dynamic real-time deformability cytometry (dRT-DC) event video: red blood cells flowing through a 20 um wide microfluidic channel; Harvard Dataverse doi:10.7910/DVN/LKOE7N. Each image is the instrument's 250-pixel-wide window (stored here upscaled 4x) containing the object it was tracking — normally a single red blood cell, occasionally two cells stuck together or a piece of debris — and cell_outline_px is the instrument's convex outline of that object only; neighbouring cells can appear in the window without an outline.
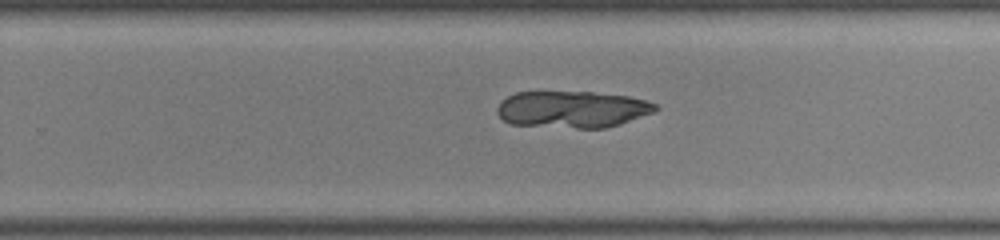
{"species": "common noctule bat (a hibernating species)", "species_latin": "Nyctalus noctula", "temperature_condition": "room temperature", "stored_images_in_passage": 38, "camera_frame_rate_fps": 3000, "um_per_image_px": 0.085, "animal": {"sex": "male", "body_mass_g": 19.0, "forearm_length_mm": 50.8}, "frame": {"image": 1, "passage_image": 21, "time_ms": 6.667, "image_size_px": [1000, 240], "cell_outline_px": [[660, 108], [652, 112], [620, 124], [608, 128], [576, 128], [508, 124], [496, 112], [496, 108], [500, 100], [516, 92], [592, 92], [628, 96], [644, 100], [656, 104]], "centroid_in_image_um": [48.6, 9.29], "position_along_channel_um": 281.2, "area_um2": 33.99}}
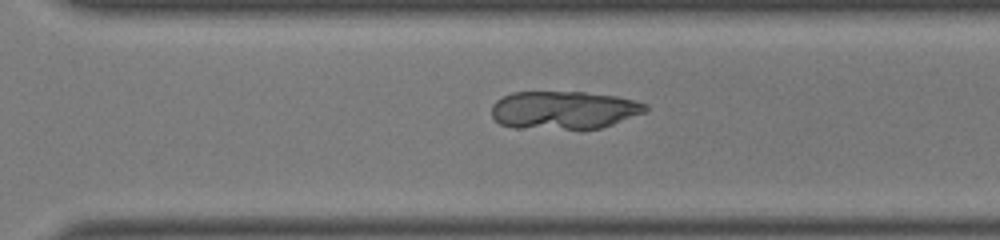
{"frame": {"image": 2, "passage_image": 24, "time_ms": 7.667, "image_size_px": [1000, 240], "cell_outline_px": [[648, 112], [600, 128], [516, 128], [500, 124], [492, 116], [492, 104], [496, 100], [512, 92], [584, 92], [616, 96], [648, 104]], "centroid_in_image_um": [47.94, 9.35], "position_along_channel_um": 322.7, "area_um2": 34.04}}
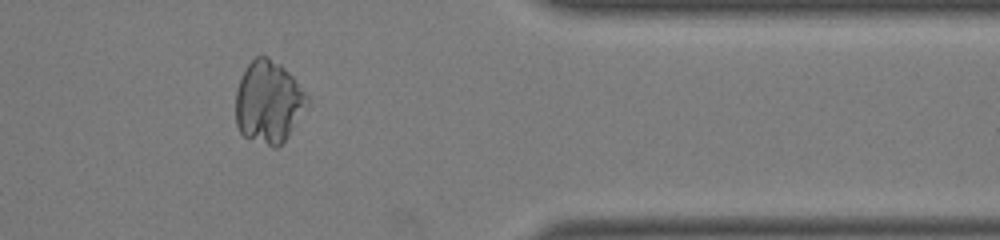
{"frame": {"image": 3, "passage_image": 30, "time_ms": 9.667, "image_size_px": [1000, 240], "cell_outline_px": [[308, 104], [288, 136], [276, 148], [272, 148], [244, 136], [240, 132], [236, 124], [236, 92], [240, 80], [248, 64], [256, 56], [268, 56], [280, 64], [292, 76], [308, 96]], "centroid_in_image_um": [22.81, 8.69], "position_along_channel_um": 388.6, "area_um2": 34.04}}